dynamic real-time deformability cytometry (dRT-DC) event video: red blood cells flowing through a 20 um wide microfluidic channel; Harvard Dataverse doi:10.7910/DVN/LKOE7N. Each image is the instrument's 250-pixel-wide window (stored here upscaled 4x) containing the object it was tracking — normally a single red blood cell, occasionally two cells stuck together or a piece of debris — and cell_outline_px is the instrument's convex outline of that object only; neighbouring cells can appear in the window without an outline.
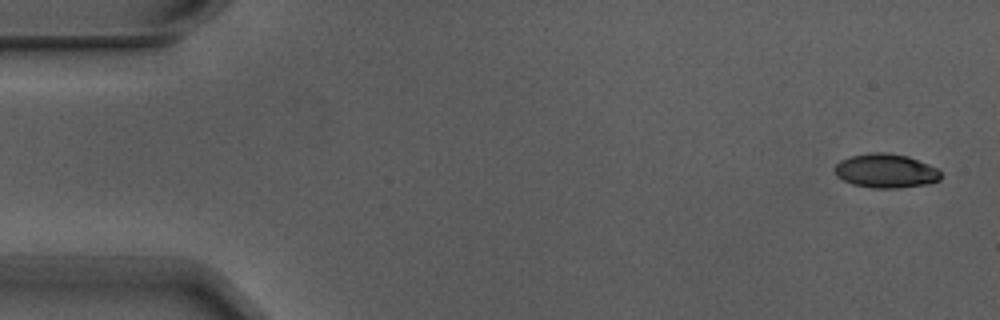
{"species": "Egyptian fruit bat (a non-hibernating species)", "species_latin": "Rousettus aegyptiacus", "temperature_condition": "warm", "stored_images_in_passage": 5, "camera_frame_rate_fps": 3000, "um_per_image_px": 0.085, "animal": {"sex": "male"}, "frame": {"image": 1, "passage_image": 1, "time_ms": 0.0, "image_size_px": [1000, 320], "cell_outline_px": [[940, 180], [928, 184], [896, 188], [872, 188], [852, 184], [836, 176], [832, 168], [840, 160], [852, 156], [872, 152], [884, 152], [908, 156], [928, 164], [936, 168], [940, 172]], "centroid_in_image_um": [75.26, 14.52], "position_along_channel_um": 9.7, "area_um2": 21.1}}
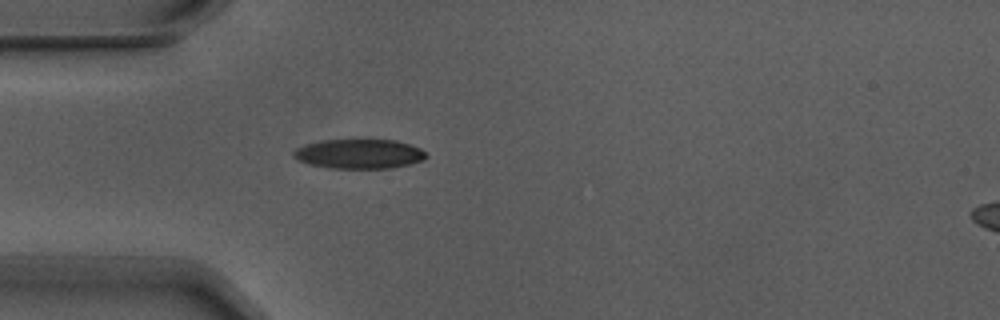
{"frame": {"image": 2, "passage_image": 5, "time_ms": 1.333, "image_size_px": [1000, 320], "cell_outline_px": [[428, 156], [424, 160], [408, 164], [388, 168], [332, 168], [308, 164], [292, 156], [292, 152], [296, 148], [304, 144], [324, 140], [356, 136], [396, 140], [420, 148]], "centroid_in_image_um": [30.51, 13.02], "position_along_channel_um": 54.5, "area_um2": 23.7}}